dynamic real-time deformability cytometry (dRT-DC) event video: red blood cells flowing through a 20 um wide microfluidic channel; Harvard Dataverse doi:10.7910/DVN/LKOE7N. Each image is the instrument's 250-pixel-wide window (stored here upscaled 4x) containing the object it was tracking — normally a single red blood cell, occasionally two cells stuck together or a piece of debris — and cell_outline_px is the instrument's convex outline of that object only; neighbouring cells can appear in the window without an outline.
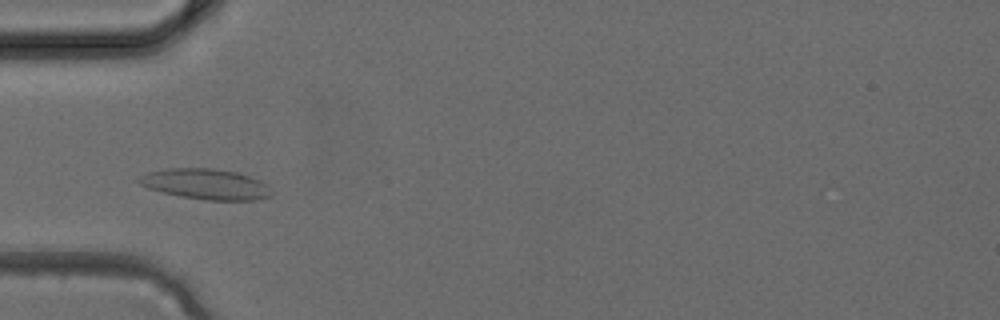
{"species": "common noctule bat (a hibernating species)", "species_latin": "Nyctalus noctula", "temperature_condition": "cold", "stored_images_in_passage": 3, "camera_frame_rate_fps": 3000, "um_per_image_px": 0.085, "animal": {"sex": "female", "body_mass_g": 24.6, "forearm_length_mm": 56.2}, "frame": {"image": 1, "passage_image": 3, "time_ms": 0.667, "image_size_px": [1000, 320], "cell_outline_px": [[272, 196], [256, 200], [208, 200], [180, 196], [148, 188], [140, 184], [136, 180], [136, 176], [148, 172], [168, 168], [212, 168], [240, 172], [260, 180], [268, 184], [272, 192]], "centroid_in_image_um": [17.51, 15.64], "position_along_channel_um": 67.5, "area_um2": 23.87}}